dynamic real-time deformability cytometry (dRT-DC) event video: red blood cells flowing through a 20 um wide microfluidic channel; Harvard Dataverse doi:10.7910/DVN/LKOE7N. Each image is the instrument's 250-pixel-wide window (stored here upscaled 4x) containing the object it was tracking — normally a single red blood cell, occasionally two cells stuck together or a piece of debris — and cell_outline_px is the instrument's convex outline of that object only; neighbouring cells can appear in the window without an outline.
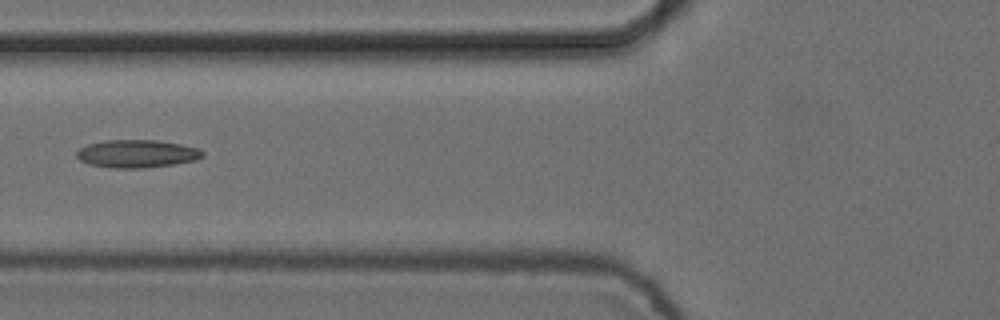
{"species": "common noctule bat (a hibernating species)", "species_latin": "Nyctalus noctula", "temperature_condition": "cold", "stored_images_in_passage": 7, "camera_frame_rate_fps": 3000, "um_per_image_px": 0.085, "animal": {"sex": "female", "body_mass_g": 24.6, "forearm_length_mm": 56.2}, "frame": {"image": 1, "passage_image": 7, "time_ms": 2.0, "image_size_px": [1000, 320], "cell_outline_px": [[204, 156], [196, 160], [176, 164], [144, 168], [112, 168], [88, 164], [80, 160], [76, 156], [76, 152], [80, 148], [88, 144], [104, 140], [156, 140], [180, 144], [200, 148], [204, 152]], "centroid_in_image_um": [11.65, 13.07], "position_along_channel_um": 114.1, "area_um2": 20.63}}